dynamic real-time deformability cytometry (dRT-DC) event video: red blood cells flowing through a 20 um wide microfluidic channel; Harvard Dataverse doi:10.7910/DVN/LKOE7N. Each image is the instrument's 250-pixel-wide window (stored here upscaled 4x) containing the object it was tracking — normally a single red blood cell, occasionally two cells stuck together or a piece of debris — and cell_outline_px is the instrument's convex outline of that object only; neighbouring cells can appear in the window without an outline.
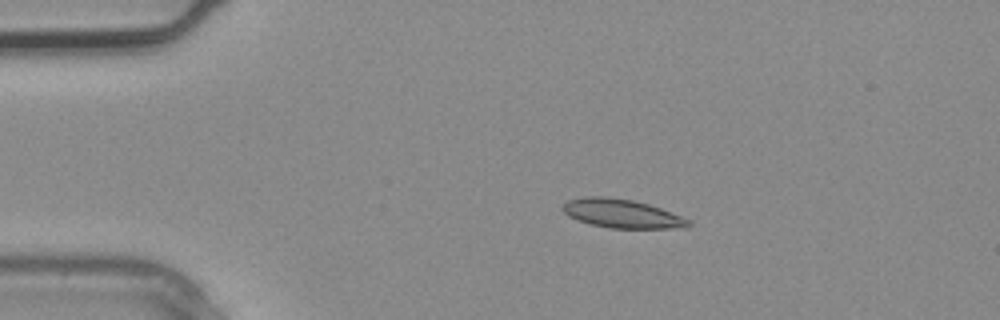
{"species": "common noctule bat (a hibernating species)", "species_latin": "Nyctalus noctula", "temperature_condition": "warm", "stored_images_in_passage": 2, "camera_frame_rate_fps": 3000, "um_per_image_px": 0.085, "animal": {"sex": "male", "body_mass_g": 20.4}, "frame": {"image": 1, "passage_image": 1, "time_ms": 0.0, "image_size_px": [1000, 320], "cell_outline_px": [[692, 224], [688, 228], [612, 228], [592, 224], [568, 216], [560, 208], [568, 200], [584, 196], [604, 196], [632, 200], [648, 204], [660, 208], [692, 220]], "centroid_in_image_um": [52.89, 18.15], "position_along_channel_um": 32.1, "area_um2": 21.04}}
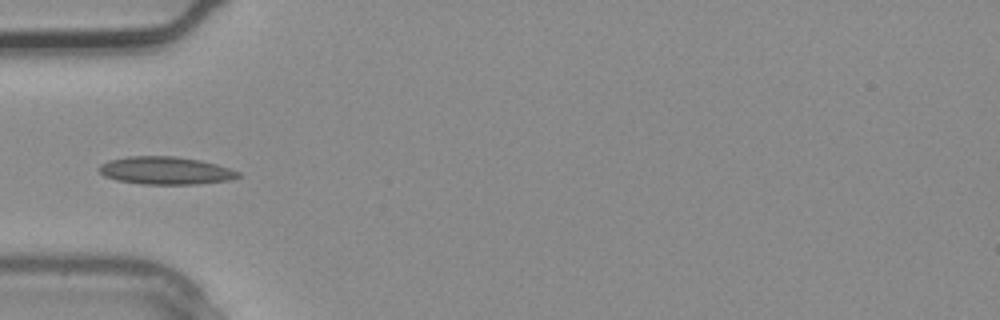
{"frame": {"image": 2, "passage_image": 2, "time_ms": 0.333, "image_size_px": [1000, 320], "cell_outline_px": [[240, 176], [228, 180], [196, 184], [140, 184], [116, 180], [104, 176], [96, 168], [100, 164], [108, 160], [128, 156], [176, 156], [200, 160], [216, 164], [240, 172]], "centroid_in_image_um": [14.01, 14.49], "position_along_channel_um": 71.0, "area_um2": 22.54}}